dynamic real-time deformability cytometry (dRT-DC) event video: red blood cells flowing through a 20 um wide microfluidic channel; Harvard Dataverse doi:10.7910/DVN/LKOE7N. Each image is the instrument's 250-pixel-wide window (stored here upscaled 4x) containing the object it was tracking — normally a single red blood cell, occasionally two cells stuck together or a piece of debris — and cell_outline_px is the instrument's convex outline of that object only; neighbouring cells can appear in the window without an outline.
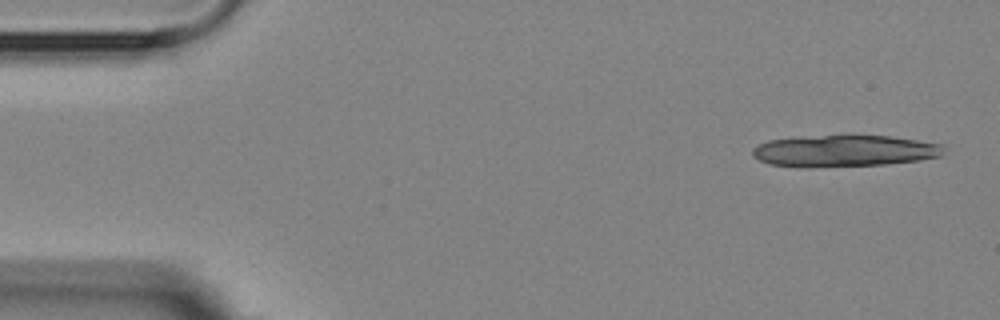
{"species": "Egyptian fruit bat (a non-hibernating species)", "species_latin": "Rousettus aegyptiacus", "temperature_condition": "room temperature", "stored_images_in_passage": 5, "camera_frame_rate_fps": 3000, "um_per_image_px": 0.085, "animal": {"sex": "female"}, "frame": {"image": 1, "passage_image": 1, "time_ms": 0.0, "image_size_px": [1000, 320], "cell_outline_px": [[944, 148], [940, 156], [920, 160], [884, 164], [808, 168], [800, 168], [768, 164], [752, 156], [752, 148], [768, 140], [824, 136], [888, 136], [944, 144]], "centroid_in_image_um": [71.74, 12.85], "position_along_channel_um": 13.3, "area_um2": 35.08}}